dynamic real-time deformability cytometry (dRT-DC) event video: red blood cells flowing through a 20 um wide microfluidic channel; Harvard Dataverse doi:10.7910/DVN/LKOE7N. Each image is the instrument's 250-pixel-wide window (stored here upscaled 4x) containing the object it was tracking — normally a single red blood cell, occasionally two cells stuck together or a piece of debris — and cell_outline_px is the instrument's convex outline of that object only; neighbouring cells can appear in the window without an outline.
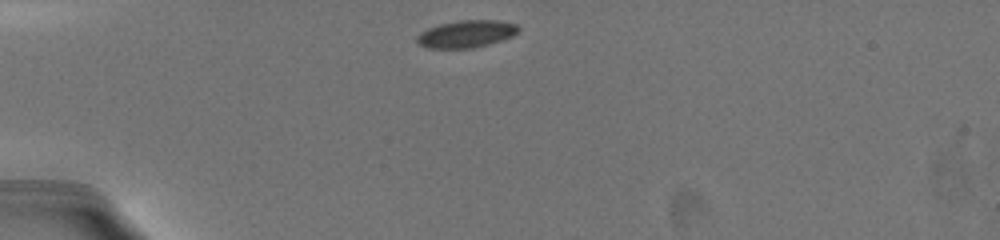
{"species": "common noctule bat (a hibernating species)", "species_latin": "Nyctalus noctula", "temperature_condition": "warm", "stored_images_in_passage": 11, "camera_frame_rate_fps": 3000, "um_per_image_px": 0.085, "animal": {"sex": "female", "body_mass_g": 19.5, "forearm_length_mm": 54.1}, "frame": {"image": 1, "passage_image": 1, "time_ms": 0.0, "image_size_px": [1000, 240], "cell_outline_px": [[520, 28], [512, 36], [488, 44], [472, 48], [428, 48], [420, 44], [416, 40], [416, 36], [420, 32], [428, 28], [440, 24], [460, 20], [496, 20], [516, 24]], "centroid_in_image_um": [39.61, 2.88], "position_along_channel_um": 45.4, "area_um2": 15.95}}
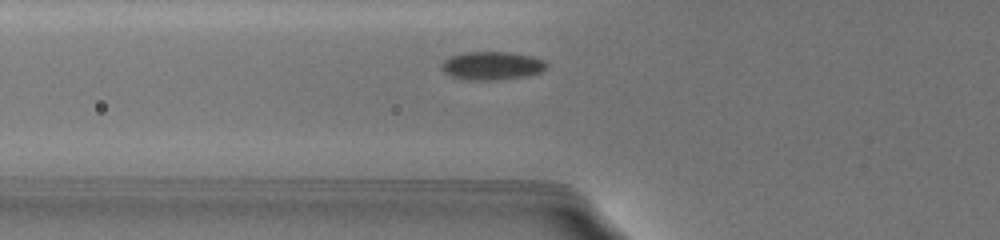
{"frame": {"image": 2, "passage_image": 8, "time_ms": 2.0, "image_size_px": [1000, 240], "cell_outline_px": [[548, 64], [540, 72], [528, 76], [496, 80], [472, 80], [452, 76], [444, 72], [440, 68], [440, 64], [444, 60], [452, 56], [464, 52], [508, 52], [532, 56], [544, 60]], "centroid_in_image_um": [41.81, 5.58], "position_along_channel_um": 84.0, "area_um2": 17.28}}